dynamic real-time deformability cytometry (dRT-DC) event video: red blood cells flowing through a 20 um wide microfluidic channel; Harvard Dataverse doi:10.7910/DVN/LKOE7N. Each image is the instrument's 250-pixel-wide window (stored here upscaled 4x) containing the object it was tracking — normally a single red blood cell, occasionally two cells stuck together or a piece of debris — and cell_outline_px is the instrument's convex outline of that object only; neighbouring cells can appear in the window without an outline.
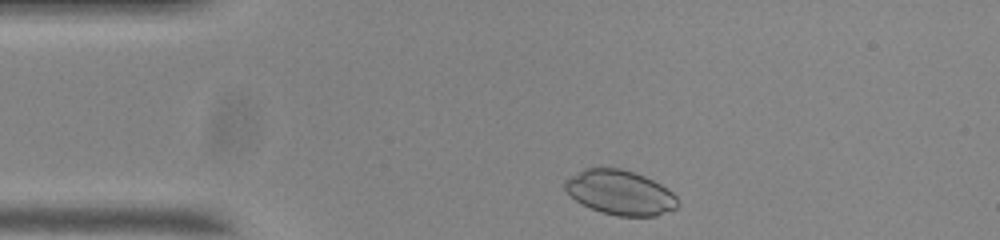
{"species": "common noctule bat (a hibernating species)", "species_latin": "Nyctalus noctula", "temperature_condition": "room temperature", "stored_images_in_passage": 38, "camera_frame_rate_fps": 3000, "um_per_image_px": 0.085, "animal": {"sex": "male", "body_mass_g": 20.0, "forearm_length_mm": 53.3}, "frame": {"image": 1, "passage_image": 2, "time_ms": 0.333, "image_size_px": [1000, 240], "cell_outline_px": [[680, 204], [676, 208], [656, 216], [616, 216], [600, 212], [576, 200], [564, 188], [564, 180], [584, 168], [620, 168], [644, 176], [668, 188], [676, 196]], "centroid_in_image_um": [52.72, 16.37], "position_along_channel_um": 32.3, "area_um2": 29.19}}
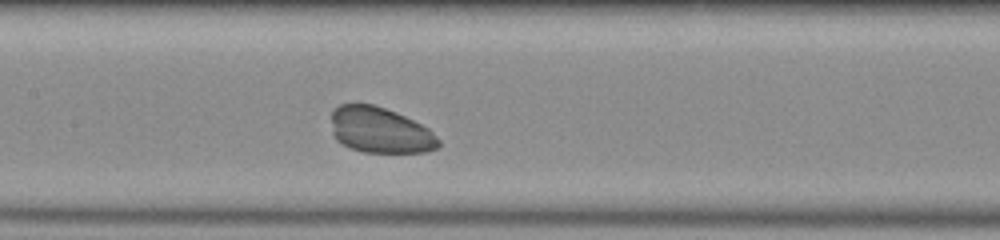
{"frame": {"image": 2, "passage_image": 17, "time_ms": 5.333, "image_size_px": [1000, 240], "cell_outline_px": [[440, 148], [424, 152], [364, 152], [340, 144], [336, 140], [332, 132], [332, 108], [340, 104], [372, 104], [396, 112], [428, 128], [440, 140]], "centroid_in_image_um": [32.29, 11.07], "position_along_channel_um": 175.1, "area_um2": 28.67}}
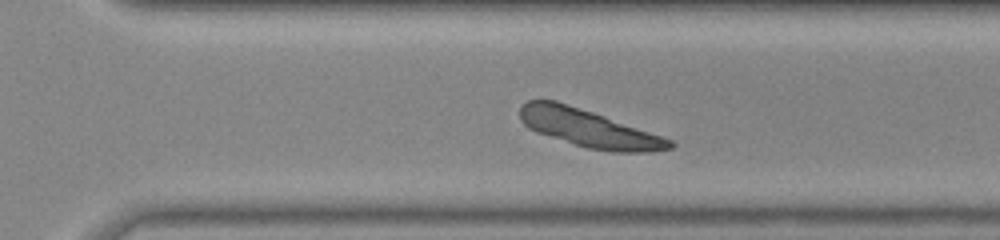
{"frame": {"image": 3, "passage_image": 29, "time_ms": 9.333, "image_size_px": [1000, 240], "cell_outline_px": [[676, 144], [672, 148], [652, 152], [612, 152], [588, 148], [536, 132], [528, 128], [520, 120], [520, 108], [528, 100], [556, 100], [604, 116], [672, 140]], "centroid_in_image_um": [50.03, 10.91], "position_along_channel_um": 320.6, "area_um2": 32.43}}